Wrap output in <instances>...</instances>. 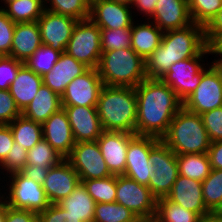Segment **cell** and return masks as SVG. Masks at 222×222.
<instances>
[{"label":"cell","mask_w":222,"mask_h":222,"mask_svg":"<svg viewBox=\"0 0 222 222\" xmlns=\"http://www.w3.org/2000/svg\"><path fill=\"white\" fill-rule=\"evenodd\" d=\"M152 22L163 32L192 24L188 0H158Z\"/></svg>","instance_id":"obj_21"},{"label":"cell","mask_w":222,"mask_h":222,"mask_svg":"<svg viewBox=\"0 0 222 222\" xmlns=\"http://www.w3.org/2000/svg\"><path fill=\"white\" fill-rule=\"evenodd\" d=\"M134 135L123 131H103L97 139L102 156L112 175H124L128 144Z\"/></svg>","instance_id":"obj_18"},{"label":"cell","mask_w":222,"mask_h":222,"mask_svg":"<svg viewBox=\"0 0 222 222\" xmlns=\"http://www.w3.org/2000/svg\"><path fill=\"white\" fill-rule=\"evenodd\" d=\"M97 112L104 131L136 134L135 88L104 85L99 93Z\"/></svg>","instance_id":"obj_3"},{"label":"cell","mask_w":222,"mask_h":222,"mask_svg":"<svg viewBox=\"0 0 222 222\" xmlns=\"http://www.w3.org/2000/svg\"><path fill=\"white\" fill-rule=\"evenodd\" d=\"M60 108H62L61 97L43 84L21 114L34 122L43 124Z\"/></svg>","instance_id":"obj_27"},{"label":"cell","mask_w":222,"mask_h":222,"mask_svg":"<svg viewBox=\"0 0 222 222\" xmlns=\"http://www.w3.org/2000/svg\"><path fill=\"white\" fill-rule=\"evenodd\" d=\"M57 204L69 214L81 218L83 222H93L96 202L88 194L82 182L68 197Z\"/></svg>","instance_id":"obj_28"},{"label":"cell","mask_w":222,"mask_h":222,"mask_svg":"<svg viewBox=\"0 0 222 222\" xmlns=\"http://www.w3.org/2000/svg\"><path fill=\"white\" fill-rule=\"evenodd\" d=\"M97 70L106 86L135 88L147 78L145 60L132 48L102 52Z\"/></svg>","instance_id":"obj_5"},{"label":"cell","mask_w":222,"mask_h":222,"mask_svg":"<svg viewBox=\"0 0 222 222\" xmlns=\"http://www.w3.org/2000/svg\"><path fill=\"white\" fill-rule=\"evenodd\" d=\"M208 70L202 75L200 84L183 102V107L193 113L203 114L222 107V76L207 63Z\"/></svg>","instance_id":"obj_12"},{"label":"cell","mask_w":222,"mask_h":222,"mask_svg":"<svg viewBox=\"0 0 222 222\" xmlns=\"http://www.w3.org/2000/svg\"><path fill=\"white\" fill-rule=\"evenodd\" d=\"M115 202L131 210L138 218H155L157 199L149 187L124 175H116Z\"/></svg>","instance_id":"obj_10"},{"label":"cell","mask_w":222,"mask_h":222,"mask_svg":"<svg viewBox=\"0 0 222 222\" xmlns=\"http://www.w3.org/2000/svg\"><path fill=\"white\" fill-rule=\"evenodd\" d=\"M217 56H220L217 57ZM218 59L214 58V62L212 61V66L219 72V74L222 76V55H215Z\"/></svg>","instance_id":"obj_56"},{"label":"cell","mask_w":222,"mask_h":222,"mask_svg":"<svg viewBox=\"0 0 222 222\" xmlns=\"http://www.w3.org/2000/svg\"><path fill=\"white\" fill-rule=\"evenodd\" d=\"M113 1H117L119 3H123V4H126V5H129L132 7V4L134 2V0H113Z\"/></svg>","instance_id":"obj_57"},{"label":"cell","mask_w":222,"mask_h":222,"mask_svg":"<svg viewBox=\"0 0 222 222\" xmlns=\"http://www.w3.org/2000/svg\"><path fill=\"white\" fill-rule=\"evenodd\" d=\"M155 219L158 222H201L202 220L197 213L185 209L166 197L157 199Z\"/></svg>","instance_id":"obj_32"},{"label":"cell","mask_w":222,"mask_h":222,"mask_svg":"<svg viewBox=\"0 0 222 222\" xmlns=\"http://www.w3.org/2000/svg\"><path fill=\"white\" fill-rule=\"evenodd\" d=\"M4 222H40L39 213L26 209H15L6 203V217Z\"/></svg>","instance_id":"obj_47"},{"label":"cell","mask_w":222,"mask_h":222,"mask_svg":"<svg viewBox=\"0 0 222 222\" xmlns=\"http://www.w3.org/2000/svg\"><path fill=\"white\" fill-rule=\"evenodd\" d=\"M6 176L10 177V184H7L9 192L6 197L1 192L0 194L8 206L40 213L50 205L42 185L23 176L20 172Z\"/></svg>","instance_id":"obj_9"},{"label":"cell","mask_w":222,"mask_h":222,"mask_svg":"<svg viewBox=\"0 0 222 222\" xmlns=\"http://www.w3.org/2000/svg\"><path fill=\"white\" fill-rule=\"evenodd\" d=\"M88 69L68 53L62 52L52 70L43 75V84L61 97L68 84Z\"/></svg>","instance_id":"obj_23"},{"label":"cell","mask_w":222,"mask_h":222,"mask_svg":"<svg viewBox=\"0 0 222 222\" xmlns=\"http://www.w3.org/2000/svg\"><path fill=\"white\" fill-rule=\"evenodd\" d=\"M216 213L222 217V205H221L220 208L216 211Z\"/></svg>","instance_id":"obj_59"},{"label":"cell","mask_w":222,"mask_h":222,"mask_svg":"<svg viewBox=\"0 0 222 222\" xmlns=\"http://www.w3.org/2000/svg\"><path fill=\"white\" fill-rule=\"evenodd\" d=\"M144 222H158V221L155 218H151V219L144 218Z\"/></svg>","instance_id":"obj_58"},{"label":"cell","mask_w":222,"mask_h":222,"mask_svg":"<svg viewBox=\"0 0 222 222\" xmlns=\"http://www.w3.org/2000/svg\"><path fill=\"white\" fill-rule=\"evenodd\" d=\"M100 31L102 52L131 48V28L100 29Z\"/></svg>","instance_id":"obj_40"},{"label":"cell","mask_w":222,"mask_h":222,"mask_svg":"<svg viewBox=\"0 0 222 222\" xmlns=\"http://www.w3.org/2000/svg\"><path fill=\"white\" fill-rule=\"evenodd\" d=\"M6 217V202L0 195V222H4Z\"/></svg>","instance_id":"obj_55"},{"label":"cell","mask_w":222,"mask_h":222,"mask_svg":"<svg viewBox=\"0 0 222 222\" xmlns=\"http://www.w3.org/2000/svg\"><path fill=\"white\" fill-rule=\"evenodd\" d=\"M205 40L208 44L217 34L222 33V7L213 19L204 27Z\"/></svg>","instance_id":"obj_50"},{"label":"cell","mask_w":222,"mask_h":222,"mask_svg":"<svg viewBox=\"0 0 222 222\" xmlns=\"http://www.w3.org/2000/svg\"><path fill=\"white\" fill-rule=\"evenodd\" d=\"M201 222H222V217L216 212H210L202 218Z\"/></svg>","instance_id":"obj_54"},{"label":"cell","mask_w":222,"mask_h":222,"mask_svg":"<svg viewBox=\"0 0 222 222\" xmlns=\"http://www.w3.org/2000/svg\"><path fill=\"white\" fill-rule=\"evenodd\" d=\"M15 25L0 6V56L10 54Z\"/></svg>","instance_id":"obj_44"},{"label":"cell","mask_w":222,"mask_h":222,"mask_svg":"<svg viewBox=\"0 0 222 222\" xmlns=\"http://www.w3.org/2000/svg\"><path fill=\"white\" fill-rule=\"evenodd\" d=\"M41 45L37 21L16 23L9 56L25 62Z\"/></svg>","instance_id":"obj_24"},{"label":"cell","mask_w":222,"mask_h":222,"mask_svg":"<svg viewBox=\"0 0 222 222\" xmlns=\"http://www.w3.org/2000/svg\"><path fill=\"white\" fill-rule=\"evenodd\" d=\"M27 153L26 165L51 168L58 165L64 159L45 139L40 140Z\"/></svg>","instance_id":"obj_38"},{"label":"cell","mask_w":222,"mask_h":222,"mask_svg":"<svg viewBox=\"0 0 222 222\" xmlns=\"http://www.w3.org/2000/svg\"><path fill=\"white\" fill-rule=\"evenodd\" d=\"M135 24L134 21L131 26V48L146 61L160 46L164 32L151 20Z\"/></svg>","instance_id":"obj_25"},{"label":"cell","mask_w":222,"mask_h":222,"mask_svg":"<svg viewBox=\"0 0 222 222\" xmlns=\"http://www.w3.org/2000/svg\"><path fill=\"white\" fill-rule=\"evenodd\" d=\"M24 62L10 56H0V90H9Z\"/></svg>","instance_id":"obj_42"},{"label":"cell","mask_w":222,"mask_h":222,"mask_svg":"<svg viewBox=\"0 0 222 222\" xmlns=\"http://www.w3.org/2000/svg\"><path fill=\"white\" fill-rule=\"evenodd\" d=\"M80 180L103 179L111 176L97 141L75 143L66 158Z\"/></svg>","instance_id":"obj_11"},{"label":"cell","mask_w":222,"mask_h":222,"mask_svg":"<svg viewBox=\"0 0 222 222\" xmlns=\"http://www.w3.org/2000/svg\"><path fill=\"white\" fill-rule=\"evenodd\" d=\"M60 55V51H56L50 46L42 44L37 51L24 62V65L43 77V75L52 70Z\"/></svg>","instance_id":"obj_37"},{"label":"cell","mask_w":222,"mask_h":222,"mask_svg":"<svg viewBox=\"0 0 222 222\" xmlns=\"http://www.w3.org/2000/svg\"><path fill=\"white\" fill-rule=\"evenodd\" d=\"M71 125L75 143L97 141L104 131L97 107L62 106Z\"/></svg>","instance_id":"obj_19"},{"label":"cell","mask_w":222,"mask_h":222,"mask_svg":"<svg viewBox=\"0 0 222 222\" xmlns=\"http://www.w3.org/2000/svg\"><path fill=\"white\" fill-rule=\"evenodd\" d=\"M13 139L27 151L43 139L42 124L34 122L22 114L10 124Z\"/></svg>","instance_id":"obj_30"},{"label":"cell","mask_w":222,"mask_h":222,"mask_svg":"<svg viewBox=\"0 0 222 222\" xmlns=\"http://www.w3.org/2000/svg\"><path fill=\"white\" fill-rule=\"evenodd\" d=\"M139 218L131 210L117 203H96L93 222H135Z\"/></svg>","instance_id":"obj_35"},{"label":"cell","mask_w":222,"mask_h":222,"mask_svg":"<svg viewBox=\"0 0 222 222\" xmlns=\"http://www.w3.org/2000/svg\"><path fill=\"white\" fill-rule=\"evenodd\" d=\"M157 2L158 0H134L132 6H134L133 8L137 7V11H140L143 15L145 14L148 17L146 20H149L154 13Z\"/></svg>","instance_id":"obj_52"},{"label":"cell","mask_w":222,"mask_h":222,"mask_svg":"<svg viewBox=\"0 0 222 222\" xmlns=\"http://www.w3.org/2000/svg\"><path fill=\"white\" fill-rule=\"evenodd\" d=\"M207 154L211 169H222V140L211 142Z\"/></svg>","instance_id":"obj_51"},{"label":"cell","mask_w":222,"mask_h":222,"mask_svg":"<svg viewBox=\"0 0 222 222\" xmlns=\"http://www.w3.org/2000/svg\"><path fill=\"white\" fill-rule=\"evenodd\" d=\"M48 170L49 168L44 166L26 165L20 173L23 176L34 180L38 184L43 185L44 180L48 175Z\"/></svg>","instance_id":"obj_49"},{"label":"cell","mask_w":222,"mask_h":222,"mask_svg":"<svg viewBox=\"0 0 222 222\" xmlns=\"http://www.w3.org/2000/svg\"><path fill=\"white\" fill-rule=\"evenodd\" d=\"M135 222H144V218H139V219L136 220Z\"/></svg>","instance_id":"obj_60"},{"label":"cell","mask_w":222,"mask_h":222,"mask_svg":"<svg viewBox=\"0 0 222 222\" xmlns=\"http://www.w3.org/2000/svg\"><path fill=\"white\" fill-rule=\"evenodd\" d=\"M209 54L222 55V33L217 34L208 44Z\"/></svg>","instance_id":"obj_53"},{"label":"cell","mask_w":222,"mask_h":222,"mask_svg":"<svg viewBox=\"0 0 222 222\" xmlns=\"http://www.w3.org/2000/svg\"><path fill=\"white\" fill-rule=\"evenodd\" d=\"M149 160L154 173L148 187L156 199L167 197L179 175L177 155L160 140L150 150Z\"/></svg>","instance_id":"obj_8"},{"label":"cell","mask_w":222,"mask_h":222,"mask_svg":"<svg viewBox=\"0 0 222 222\" xmlns=\"http://www.w3.org/2000/svg\"><path fill=\"white\" fill-rule=\"evenodd\" d=\"M131 6L113 0H90L89 19L100 29L131 28Z\"/></svg>","instance_id":"obj_16"},{"label":"cell","mask_w":222,"mask_h":222,"mask_svg":"<svg viewBox=\"0 0 222 222\" xmlns=\"http://www.w3.org/2000/svg\"><path fill=\"white\" fill-rule=\"evenodd\" d=\"M193 23L206 26L222 7V0H188Z\"/></svg>","instance_id":"obj_39"},{"label":"cell","mask_w":222,"mask_h":222,"mask_svg":"<svg viewBox=\"0 0 222 222\" xmlns=\"http://www.w3.org/2000/svg\"><path fill=\"white\" fill-rule=\"evenodd\" d=\"M96 203H112L116 200V175L103 179L80 180Z\"/></svg>","instance_id":"obj_36"},{"label":"cell","mask_w":222,"mask_h":222,"mask_svg":"<svg viewBox=\"0 0 222 222\" xmlns=\"http://www.w3.org/2000/svg\"><path fill=\"white\" fill-rule=\"evenodd\" d=\"M179 175L203 182L210 174L211 166L207 153L177 155Z\"/></svg>","instance_id":"obj_31"},{"label":"cell","mask_w":222,"mask_h":222,"mask_svg":"<svg viewBox=\"0 0 222 222\" xmlns=\"http://www.w3.org/2000/svg\"><path fill=\"white\" fill-rule=\"evenodd\" d=\"M103 86L98 70L89 68L68 84L61 96V104L62 106L97 107L99 93Z\"/></svg>","instance_id":"obj_14"},{"label":"cell","mask_w":222,"mask_h":222,"mask_svg":"<svg viewBox=\"0 0 222 222\" xmlns=\"http://www.w3.org/2000/svg\"><path fill=\"white\" fill-rule=\"evenodd\" d=\"M43 139L66 159L75 145L70 122L64 108L52 114L42 124Z\"/></svg>","instance_id":"obj_20"},{"label":"cell","mask_w":222,"mask_h":222,"mask_svg":"<svg viewBox=\"0 0 222 222\" xmlns=\"http://www.w3.org/2000/svg\"><path fill=\"white\" fill-rule=\"evenodd\" d=\"M45 9L78 21L89 19L90 0H44ZM50 2V3H49ZM49 3L50 6L47 5Z\"/></svg>","instance_id":"obj_33"},{"label":"cell","mask_w":222,"mask_h":222,"mask_svg":"<svg viewBox=\"0 0 222 222\" xmlns=\"http://www.w3.org/2000/svg\"><path fill=\"white\" fill-rule=\"evenodd\" d=\"M211 142L222 140V107L201 114Z\"/></svg>","instance_id":"obj_43"},{"label":"cell","mask_w":222,"mask_h":222,"mask_svg":"<svg viewBox=\"0 0 222 222\" xmlns=\"http://www.w3.org/2000/svg\"><path fill=\"white\" fill-rule=\"evenodd\" d=\"M206 47L202 25L164 32L160 46L145 61L147 78L161 79L174 63L198 56Z\"/></svg>","instance_id":"obj_2"},{"label":"cell","mask_w":222,"mask_h":222,"mask_svg":"<svg viewBox=\"0 0 222 222\" xmlns=\"http://www.w3.org/2000/svg\"><path fill=\"white\" fill-rule=\"evenodd\" d=\"M21 115L9 90H0V125L10 124Z\"/></svg>","instance_id":"obj_45"},{"label":"cell","mask_w":222,"mask_h":222,"mask_svg":"<svg viewBox=\"0 0 222 222\" xmlns=\"http://www.w3.org/2000/svg\"><path fill=\"white\" fill-rule=\"evenodd\" d=\"M166 198L187 210L197 213L201 218L210 213L204 203L202 182L198 180L178 175Z\"/></svg>","instance_id":"obj_22"},{"label":"cell","mask_w":222,"mask_h":222,"mask_svg":"<svg viewBox=\"0 0 222 222\" xmlns=\"http://www.w3.org/2000/svg\"><path fill=\"white\" fill-rule=\"evenodd\" d=\"M14 144L9 124L0 125V164L5 160Z\"/></svg>","instance_id":"obj_48"},{"label":"cell","mask_w":222,"mask_h":222,"mask_svg":"<svg viewBox=\"0 0 222 222\" xmlns=\"http://www.w3.org/2000/svg\"><path fill=\"white\" fill-rule=\"evenodd\" d=\"M4 5L1 9L14 23L37 21L45 10L44 0H7Z\"/></svg>","instance_id":"obj_29"},{"label":"cell","mask_w":222,"mask_h":222,"mask_svg":"<svg viewBox=\"0 0 222 222\" xmlns=\"http://www.w3.org/2000/svg\"><path fill=\"white\" fill-rule=\"evenodd\" d=\"M209 54L206 47L198 56L183 59L174 63L161 80L167 84L184 102L200 84L202 75L208 70L202 63L204 56Z\"/></svg>","instance_id":"obj_7"},{"label":"cell","mask_w":222,"mask_h":222,"mask_svg":"<svg viewBox=\"0 0 222 222\" xmlns=\"http://www.w3.org/2000/svg\"><path fill=\"white\" fill-rule=\"evenodd\" d=\"M136 134L161 139L183 102L161 79L146 78L135 87Z\"/></svg>","instance_id":"obj_1"},{"label":"cell","mask_w":222,"mask_h":222,"mask_svg":"<svg viewBox=\"0 0 222 222\" xmlns=\"http://www.w3.org/2000/svg\"><path fill=\"white\" fill-rule=\"evenodd\" d=\"M39 216L40 222H83L81 218L69 214L58 204H50Z\"/></svg>","instance_id":"obj_46"},{"label":"cell","mask_w":222,"mask_h":222,"mask_svg":"<svg viewBox=\"0 0 222 222\" xmlns=\"http://www.w3.org/2000/svg\"><path fill=\"white\" fill-rule=\"evenodd\" d=\"M160 140L153 136L135 134L129 140L124 176L148 186L149 176L154 173L149 160L150 150Z\"/></svg>","instance_id":"obj_13"},{"label":"cell","mask_w":222,"mask_h":222,"mask_svg":"<svg viewBox=\"0 0 222 222\" xmlns=\"http://www.w3.org/2000/svg\"><path fill=\"white\" fill-rule=\"evenodd\" d=\"M42 85V76L36 74L25 65L19 69L16 79L10 84L9 91L21 112L34 99Z\"/></svg>","instance_id":"obj_26"},{"label":"cell","mask_w":222,"mask_h":222,"mask_svg":"<svg viewBox=\"0 0 222 222\" xmlns=\"http://www.w3.org/2000/svg\"><path fill=\"white\" fill-rule=\"evenodd\" d=\"M202 193L206 208L216 212L222 205V169H211L202 182Z\"/></svg>","instance_id":"obj_34"},{"label":"cell","mask_w":222,"mask_h":222,"mask_svg":"<svg viewBox=\"0 0 222 222\" xmlns=\"http://www.w3.org/2000/svg\"><path fill=\"white\" fill-rule=\"evenodd\" d=\"M78 20L44 10L37 20L41 42L56 51L65 52L72 31Z\"/></svg>","instance_id":"obj_15"},{"label":"cell","mask_w":222,"mask_h":222,"mask_svg":"<svg viewBox=\"0 0 222 222\" xmlns=\"http://www.w3.org/2000/svg\"><path fill=\"white\" fill-rule=\"evenodd\" d=\"M101 31L90 19L77 21L65 52L88 68H98L101 58Z\"/></svg>","instance_id":"obj_6"},{"label":"cell","mask_w":222,"mask_h":222,"mask_svg":"<svg viewBox=\"0 0 222 222\" xmlns=\"http://www.w3.org/2000/svg\"><path fill=\"white\" fill-rule=\"evenodd\" d=\"M161 140L176 154L207 153L211 141L201 115L182 107Z\"/></svg>","instance_id":"obj_4"},{"label":"cell","mask_w":222,"mask_h":222,"mask_svg":"<svg viewBox=\"0 0 222 222\" xmlns=\"http://www.w3.org/2000/svg\"><path fill=\"white\" fill-rule=\"evenodd\" d=\"M80 183L78 173L63 159L58 165L49 168L42 187L49 203L57 204L68 197Z\"/></svg>","instance_id":"obj_17"},{"label":"cell","mask_w":222,"mask_h":222,"mask_svg":"<svg viewBox=\"0 0 222 222\" xmlns=\"http://www.w3.org/2000/svg\"><path fill=\"white\" fill-rule=\"evenodd\" d=\"M27 150L14 141L13 147L5 160L0 164V169L6 171V174L20 172L27 163Z\"/></svg>","instance_id":"obj_41"}]
</instances>
